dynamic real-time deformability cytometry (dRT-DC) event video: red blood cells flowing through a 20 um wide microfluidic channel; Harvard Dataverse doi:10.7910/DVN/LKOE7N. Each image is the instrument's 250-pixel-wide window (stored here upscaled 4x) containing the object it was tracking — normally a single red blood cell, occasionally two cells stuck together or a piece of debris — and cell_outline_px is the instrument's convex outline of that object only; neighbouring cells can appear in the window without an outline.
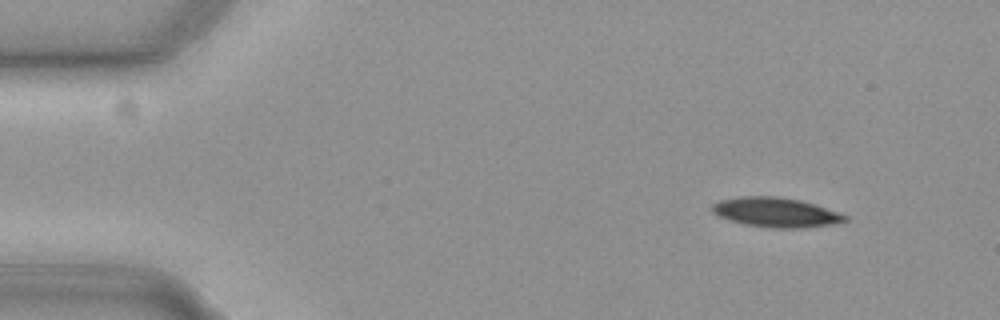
{"species": "common noctule bat (a hibernating species)", "species_latin": "Nyctalus noctula", "temperature_condition": "cold", "stored_images_in_passage": 51, "camera_frame_rate_fps": 3000, "um_per_image_px": 0.085, "animal": {"sex": "female", "body_mass_g": 19.3, "forearm_length_mm": 54.1}, "frame": {"image": 1, "passage_image": 1, "time_ms": 0.0, "image_size_px": [1000, 320], "cell_outline_px": [[848, 220], [832, 224], [800, 228], [772, 228], [744, 224], [728, 220], [712, 212], [712, 204], [720, 200], [740, 196], [776, 196], [800, 200], [816, 204], [848, 216]], "centroid_in_image_um": [65.94, 18.04], "position_along_channel_um": 19.1, "area_um2": 22.89}}
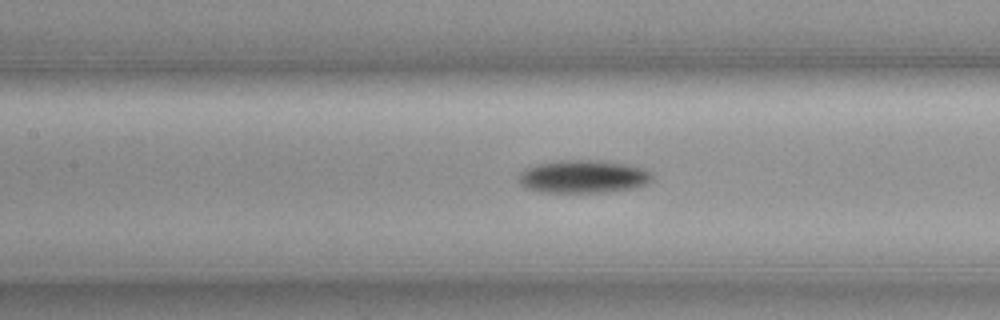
{"frame": {"image": 2, "passage_image": 20, "time_ms": 6.333, "image_size_px": [1000, 320], "cell_outline_px": [[652, 176], [648, 184], [632, 188], [608, 192], [540, 192], [524, 188], [520, 184], [520, 172], [528, 168], [540, 164], [568, 160], [596, 160], [624, 164], [640, 168], [648, 172]], "centroid_in_image_um": [49.56, 15.03], "position_along_channel_um": 157.8, "area_um2": 25.14}}
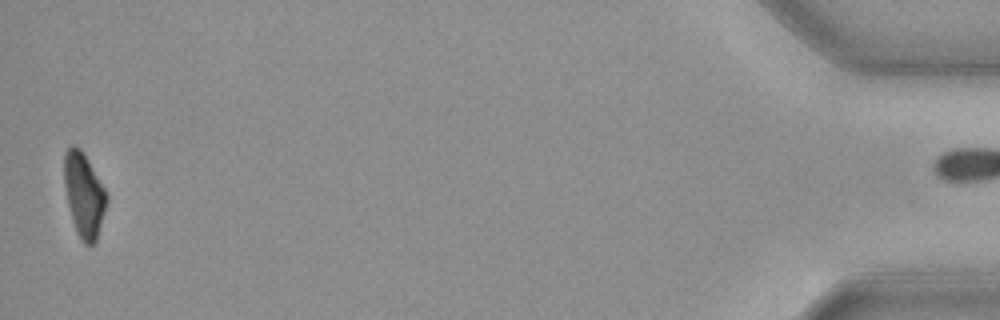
{"frame": {"image": 3, "passage_image": 50, "time_ms": 16.333, "image_size_px": [1000, 320], "cell_outline_px": [[108, 200], [96, 240], [92, 244], [84, 244], [80, 240], [76, 232], [72, 220], [68, 204], [64, 184], [64, 152], [72, 144], [80, 148], [104, 188], [108, 196]], "centroid_in_image_um": [7.12, 16.58], "position_along_channel_um": 428.1, "area_um2": 20.58}}